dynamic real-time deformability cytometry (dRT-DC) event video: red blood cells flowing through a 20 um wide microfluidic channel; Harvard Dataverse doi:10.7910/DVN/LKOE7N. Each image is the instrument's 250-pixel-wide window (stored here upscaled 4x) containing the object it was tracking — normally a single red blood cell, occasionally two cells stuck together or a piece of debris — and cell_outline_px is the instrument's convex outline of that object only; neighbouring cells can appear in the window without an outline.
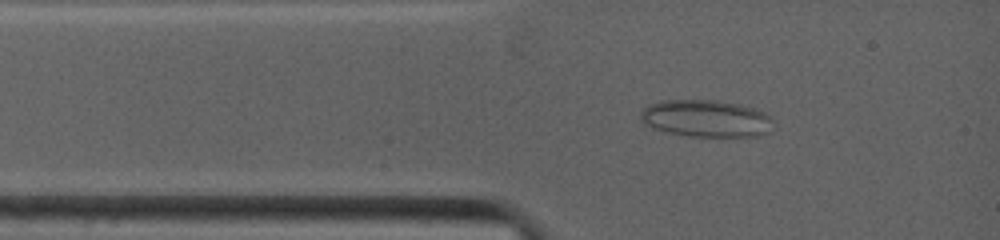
{"species": "common noctule bat (a hibernating species)", "species_latin": "Nyctalus noctula", "temperature_condition": "warm", "stored_images_in_passage": 43, "camera_frame_rate_fps": 4500, "um_per_image_px": 0.085, "animal": {"sex": "female", "body_mass_g": 19.0, "forearm_length_mm": 53.3}, "frame": {"image": 1, "passage_image": 4, "time_ms": 1.111, "image_size_px": [1000, 240], "cell_outline_px": [[776, 124], [768, 132], [756, 136], [688, 136], [664, 132], [652, 128], [644, 124], [640, 120], [640, 112], [644, 108], [652, 104], [664, 100], [712, 100], [740, 104], [756, 108], [772, 116]], "centroid_in_image_um": [60.05, 10.07], "position_along_channel_um": 25.0, "area_um2": 29.02}}
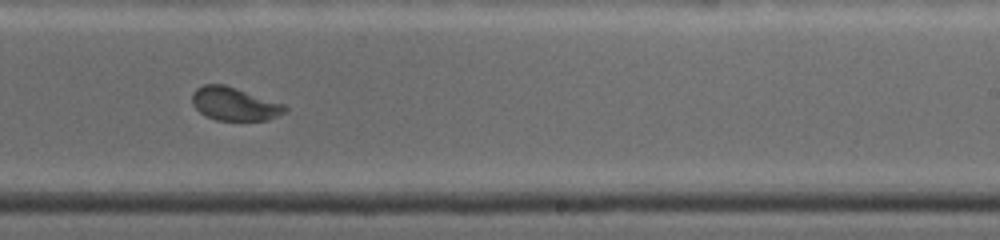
{"frame": {"image": 2, "passage_image": 26, "time_ms": 7.556, "image_size_px": [1000, 240], "cell_outline_px": [[288, 108], [284, 112], [268, 120], [216, 120], [204, 116], [192, 104], [192, 92], [196, 88], [204, 84], [224, 84], [284, 104]], "centroid_in_image_um": [19.88, 8.83], "position_along_channel_um": 269.1, "area_um2": 17.92}}
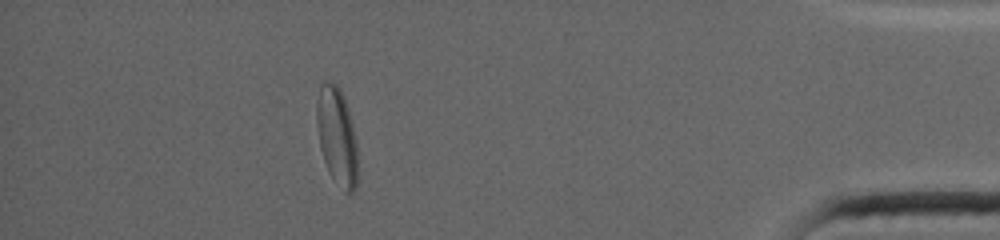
{"frame": {"image": 3, "passage_image": 43, "time_ms": 12.667, "image_size_px": [1000, 240], "cell_outline_px": [[356, 188], [352, 192], [344, 192], [328, 172], [320, 148], [316, 124], [316, 104], [320, 84], [324, 80], [336, 84], [340, 88], [348, 108], [356, 140]], "centroid_in_image_um": [28.6, 11.54], "position_along_channel_um": 406.6, "area_um2": 23.29}, "authors_computed_cell_mechanics": {"area_um2": 18.8428, "velocity_mm_per_s": 3.9231, "shape_relaxation_time_tau1_ms": 6.3829, "shape_relaxation_time_tau2_ms": null, "deformation_change_tau1": 0.1469, "deformation_change_tau2": null}}